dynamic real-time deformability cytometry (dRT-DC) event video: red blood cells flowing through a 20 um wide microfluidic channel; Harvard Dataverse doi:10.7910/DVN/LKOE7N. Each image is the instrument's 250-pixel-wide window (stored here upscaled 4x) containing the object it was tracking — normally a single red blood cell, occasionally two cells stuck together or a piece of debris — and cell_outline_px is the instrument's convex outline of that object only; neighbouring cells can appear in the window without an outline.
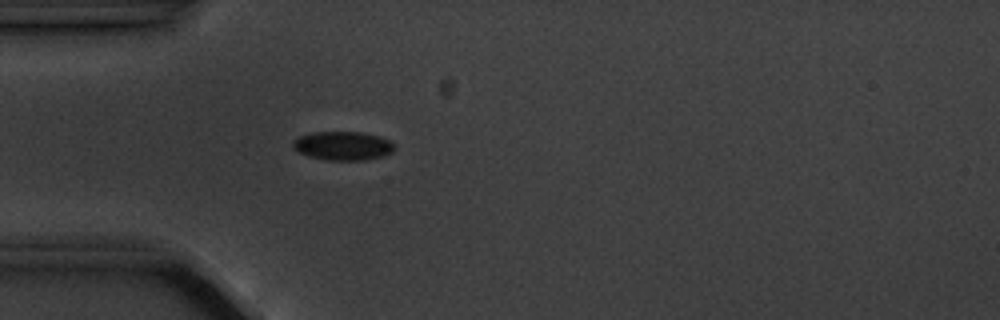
{"species": "common noctule bat (a hibernating species)", "species_latin": "Nyctalus noctula", "temperature_condition": "cold", "stored_images_in_passage": 2, "camera_frame_rate_fps": 3000, "um_per_image_px": 0.085, "animal": {"sex": "male", "body_mass_g": 20.1, "forearm_length_mm": 53.5}, "frame": {"image": 1, "passage_image": 2, "time_ms": 1.333, "image_size_px": [1000, 320], "cell_outline_px": [[392, 152], [384, 156], [364, 160], [324, 160], [308, 156], [296, 152], [292, 148], [292, 140], [300, 136], [312, 132], [360, 132], [380, 136], [388, 140], [392, 144]], "centroid_in_image_um": [29.07, 12.4], "position_along_channel_um": 55.9, "area_um2": 17.11}}